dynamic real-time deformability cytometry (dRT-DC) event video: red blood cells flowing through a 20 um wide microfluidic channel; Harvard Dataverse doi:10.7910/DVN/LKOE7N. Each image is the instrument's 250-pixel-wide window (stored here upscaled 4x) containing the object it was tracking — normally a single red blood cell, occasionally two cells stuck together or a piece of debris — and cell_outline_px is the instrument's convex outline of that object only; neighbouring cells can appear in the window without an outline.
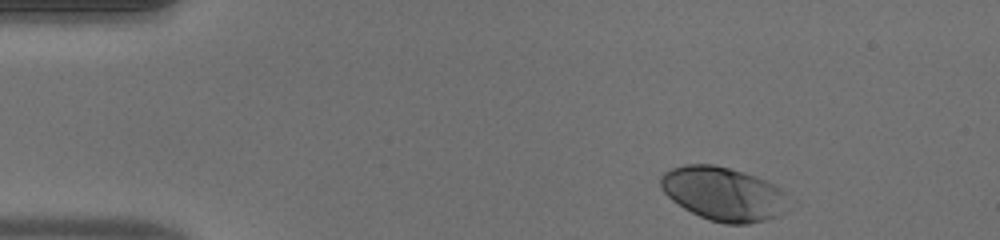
{"species": "human", "species_latin": "Homo sapiens", "temperature_condition": "warm", "stored_images_in_passage": 39, "camera_frame_rate_fps": 3000, "um_per_image_px": 0.085, "donor": {"sex": "male"}, "frame": {"image": 1, "passage_image": 1, "time_ms": 0.0, "image_size_px": [1000, 240], "cell_outline_px": [[796, 200], [780, 216], [748, 224], [724, 224], [708, 220], [684, 208], [672, 200], [660, 188], [660, 176], [664, 172], [672, 168], [684, 164], [712, 164], [744, 172], [756, 176], [776, 184]], "centroid_in_image_um": [61.58, 16.48], "position_along_channel_um": 23.4, "area_um2": 40.92}}
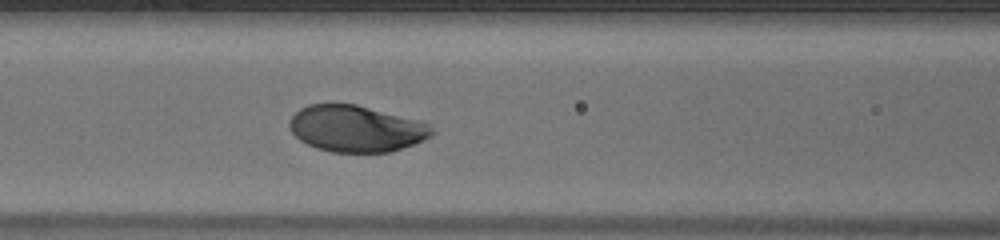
{"frame": {"image": 2, "passage_image": 16, "time_ms": 5.0, "image_size_px": [1000, 240], "cell_outline_px": [[436, 132], [432, 136], [424, 140], [388, 152], [332, 152], [316, 148], [300, 140], [292, 132], [288, 124], [288, 120], [300, 108], [308, 104], [356, 104], [432, 124]], "centroid_in_image_um": [30.27, 10.93], "position_along_channel_um": 136.3, "area_um2": 38.49}}
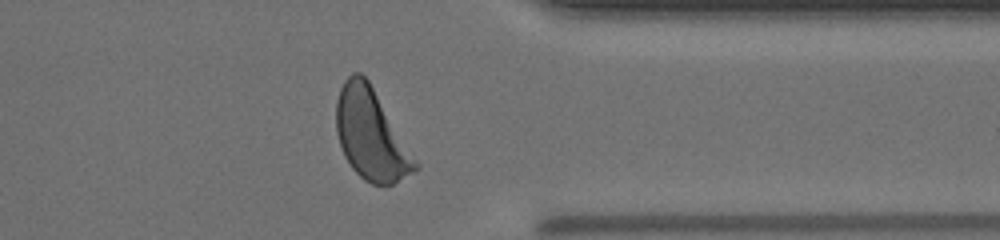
{"frame": {"image": 3, "passage_image": 35, "time_ms": 11.333, "image_size_px": [1000, 240], "cell_outline_px": [[420, 168], [392, 184], [372, 184], [364, 180], [352, 168], [344, 156], [336, 132], [336, 100], [340, 88], [344, 80], [352, 72], [360, 72], [368, 80], [420, 164]], "centroid_in_image_um": [31.53, 11.44], "position_along_channel_um": 379.9, "area_um2": 41.56}, "authors_computed_cell_mechanics": {"area_um2": 39.0728, "velocity_mm_per_s": 3.9591, "shape_relaxation_time_tau1_ms": 1.942, "shape_relaxation_time_tau2_ms": null, "deformation_change_tau1": 0.1317, "deformation_change_tau2": null}}